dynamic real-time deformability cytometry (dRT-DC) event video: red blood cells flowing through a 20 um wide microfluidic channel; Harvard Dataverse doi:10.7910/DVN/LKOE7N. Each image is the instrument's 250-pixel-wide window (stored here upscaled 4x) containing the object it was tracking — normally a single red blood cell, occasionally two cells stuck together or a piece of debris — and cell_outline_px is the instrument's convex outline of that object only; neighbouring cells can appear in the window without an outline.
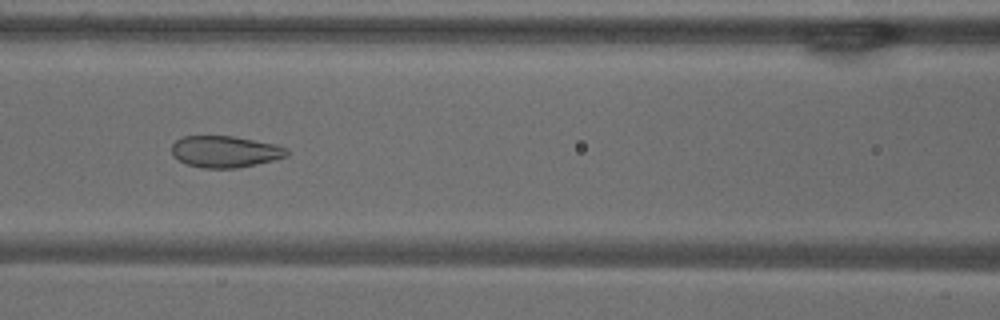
{"species": "common noctule bat (a hibernating species)", "species_latin": "Nyctalus noctula", "temperature_condition": "warm", "stored_images_in_passage": 55, "camera_frame_rate_fps": 3000, "um_per_image_px": 0.085, "animal": {"sex": "male", "body_mass_g": 18.8}, "frame": {"image": 1, "passage_image": 24, "time_ms": 7.667, "image_size_px": [1000, 320], "cell_outline_px": [[288, 156], [256, 164], [236, 168], [200, 168], [188, 164], [172, 156], [172, 144], [176, 140], [184, 136], [232, 136], [276, 144], [288, 148]], "centroid_in_image_um": [19.13, 12.88], "position_along_channel_um": 147.5, "area_um2": 21.15}}
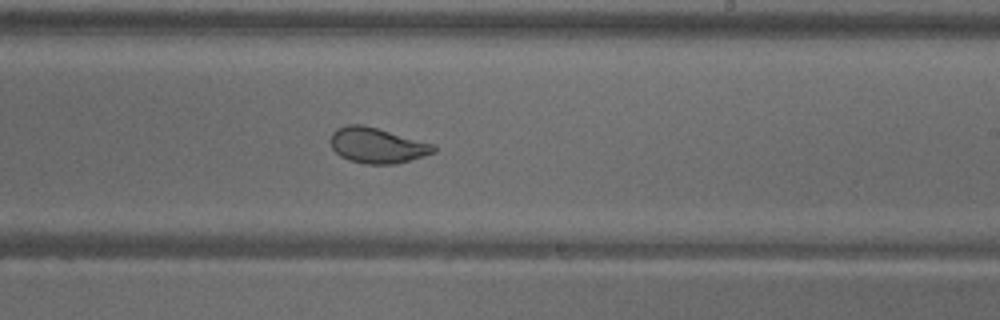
{"frame": {"image": 2, "passage_image": 33, "time_ms": 10.667, "image_size_px": [1000, 320], "cell_outline_px": [[436, 152], [396, 164], [364, 164], [348, 160], [340, 156], [332, 148], [332, 132], [336, 128], [348, 124], [360, 124], [376, 128], [436, 144]], "centroid_in_image_um": [32.07, 12.36], "position_along_channel_um": 256.9, "area_um2": 21.27}}
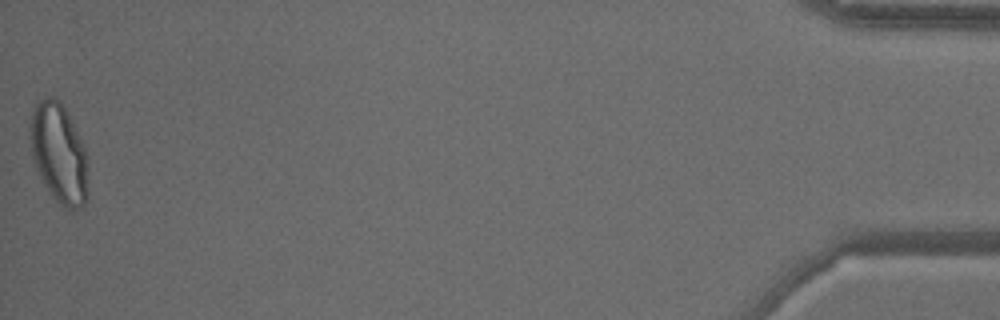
{"frame": {"image": 3, "passage_image": 55, "time_ms": 18.0, "image_size_px": [1000, 320], "cell_outline_px": [[88, 196], [84, 204], [80, 208], [72, 212], [68, 212], [48, 192], [36, 168], [32, 156], [28, 136], [28, 128], [32, 112], [36, 104], [44, 96], [52, 96], [60, 100], [68, 112], [84, 144], [88, 156]], "centroid_in_image_um": [5.02, 13.04], "position_along_channel_um": 430.2, "area_um2": 34.85}, "authors_computed_cell_mechanics": {"area_um2": 27.455, "velocity_mm_per_s": 3.6485, "shape_relaxation_time_tau1_ms": null, "shape_relaxation_time_tau2_ms": 0.6077, "deformation_change_tau1": null, "deformation_change_tau2": 0.0647}}